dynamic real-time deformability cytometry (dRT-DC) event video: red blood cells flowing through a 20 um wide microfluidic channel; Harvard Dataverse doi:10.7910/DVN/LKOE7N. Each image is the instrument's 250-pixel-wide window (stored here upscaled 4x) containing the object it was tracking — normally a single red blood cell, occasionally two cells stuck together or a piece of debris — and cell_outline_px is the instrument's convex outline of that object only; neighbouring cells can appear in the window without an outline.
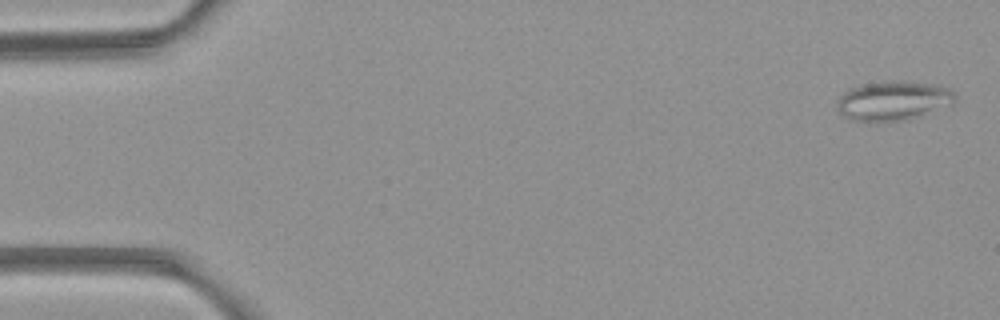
{"species": "common noctule bat (a hibernating species)", "species_latin": "Nyctalus noctula", "temperature_condition": "room temperature", "stored_images_in_passage": 4, "camera_frame_rate_fps": 3000, "um_per_image_px": 0.085, "animal": {"sex": "female", "body_mass_g": 21.9}, "frame": {"image": 1, "passage_image": 1, "time_ms": 0.0, "image_size_px": [1000, 320], "cell_outline_px": [[956, 104], [908, 120], [868, 124], [848, 120], [840, 112], [836, 100], [848, 88], [864, 84], [892, 80], [940, 84], [956, 92]], "centroid_in_image_um": [75.95, 8.59], "position_along_channel_um": 9.0, "area_um2": 28.21}}